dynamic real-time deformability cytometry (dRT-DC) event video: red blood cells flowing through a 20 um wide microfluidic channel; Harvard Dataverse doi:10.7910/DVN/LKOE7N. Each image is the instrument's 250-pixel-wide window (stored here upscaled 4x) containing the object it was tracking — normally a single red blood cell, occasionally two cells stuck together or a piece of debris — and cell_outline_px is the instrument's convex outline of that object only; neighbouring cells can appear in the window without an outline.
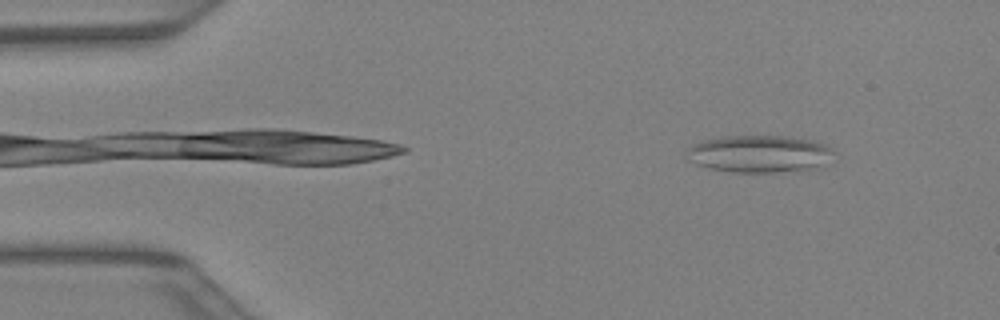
{"species": "Egyptian fruit bat (a non-hibernating species)", "species_latin": "Rousettus aegyptiacus", "temperature_condition": "warm", "stored_images_in_passage": 41, "camera_frame_rate_fps": 3000, "um_per_image_px": 0.085, "animal": {"sex": "female"}, "frame": {"image": 1, "passage_image": 4, "time_ms": 1.0, "image_size_px": [1000, 320], "cell_outline_px": [[836, 152], [816, 164], [808, 168], [772, 172], [732, 172], [712, 168], [696, 164], [688, 160], [688, 148], [692, 144], [704, 140], [724, 136], [784, 136], [808, 140], [824, 144]], "centroid_in_image_um": [64.42, 13.05], "position_along_channel_um": 20.6, "area_um2": 30.87}}
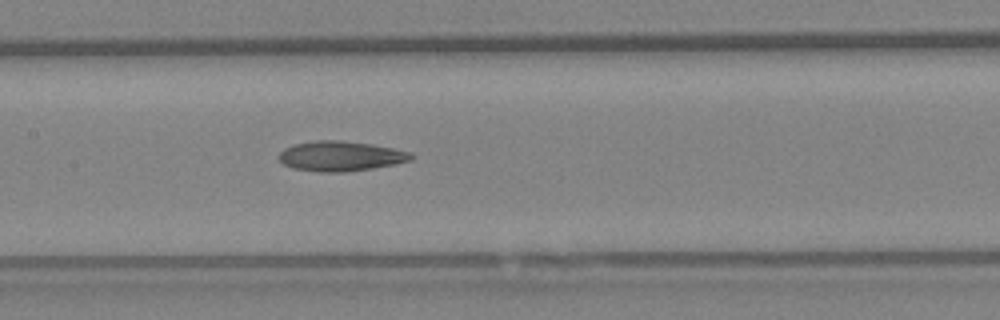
{"frame": {"image": 2, "passage_image": 19, "time_ms": 6.0, "image_size_px": [1000, 320], "cell_outline_px": [[416, 156], [412, 160], [396, 164], [372, 168], [344, 172], [320, 172], [292, 168], [284, 164], [280, 160], [280, 152], [284, 148], [296, 144], [316, 140], [340, 140], [372, 144], [412, 152]], "centroid_in_image_um": [29.0, 13.27], "position_along_channel_um": 178.4, "area_um2": 23.12}}
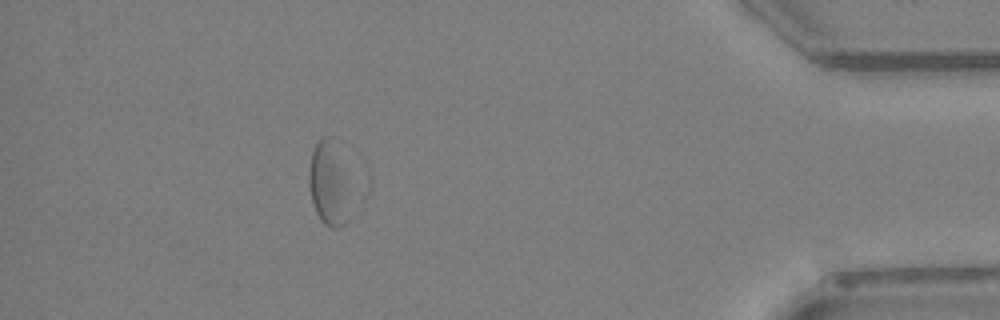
{"frame": {"image": 3, "passage_image": 36, "time_ms": 11.667, "image_size_px": [1000, 320], "cell_outline_px": [[348, 220], [344, 224], [336, 228], [332, 228], [324, 224], [320, 220], [316, 212], [312, 200], [308, 184], [308, 172], [312, 148], [324, 136], [332, 136]], "centroid_in_image_um": [27.76, 15.67], "position_along_channel_um": 407.4, "area_um2": 17.92}}